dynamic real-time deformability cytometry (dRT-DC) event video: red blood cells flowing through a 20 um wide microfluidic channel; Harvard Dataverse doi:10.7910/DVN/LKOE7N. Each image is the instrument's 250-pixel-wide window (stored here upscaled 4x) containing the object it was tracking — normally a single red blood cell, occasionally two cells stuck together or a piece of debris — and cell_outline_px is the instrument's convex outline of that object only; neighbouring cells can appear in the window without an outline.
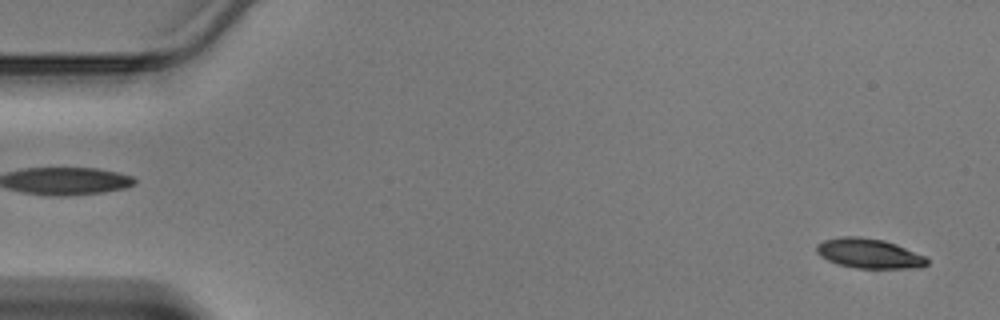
{"species": "Egyptian fruit bat (a non-hibernating species)", "species_latin": "Rousettus aegyptiacus", "temperature_condition": "warm", "stored_images_in_passage": 12, "camera_frame_rate_fps": 3000, "um_per_image_px": 0.085, "animal": {"sex": "male"}, "frame": {"image": 1, "passage_image": 3, "time_ms": 0.667, "image_size_px": [1000, 320], "cell_outline_px": [[928, 264], [920, 268], [856, 268], [840, 264], [828, 260], [820, 256], [816, 252], [816, 244], [824, 240], [844, 236], [860, 236], [884, 240], [896, 244], [924, 256], [928, 260]], "centroid_in_image_um": [73.86, 21.54], "position_along_channel_um": 11.1, "area_um2": 19.07}}